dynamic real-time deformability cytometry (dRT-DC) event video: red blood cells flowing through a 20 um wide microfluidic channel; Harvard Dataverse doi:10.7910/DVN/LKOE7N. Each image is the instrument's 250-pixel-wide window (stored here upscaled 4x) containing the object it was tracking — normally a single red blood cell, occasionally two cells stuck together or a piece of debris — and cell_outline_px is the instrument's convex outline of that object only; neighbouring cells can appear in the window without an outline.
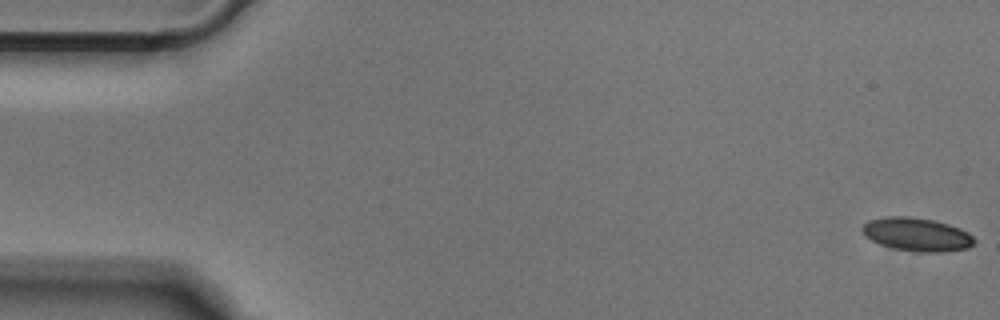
{"species": "Egyptian fruit bat (a non-hibernating species)", "species_latin": "Rousettus aegyptiacus", "temperature_condition": "cold", "stored_images_in_passage": 51, "camera_frame_rate_fps": 3000, "um_per_image_px": 0.085, "animal": {"sex": "male"}, "frame": {"image": 1, "passage_image": 1, "time_ms": 0.0, "image_size_px": [1000, 320], "cell_outline_px": [[976, 240], [968, 248], [944, 252], [920, 252], [892, 248], [880, 244], [864, 236], [860, 228], [868, 220], [884, 216], [908, 216], [932, 220], [948, 224], [960, 228], [968, 232]], "centroid_in_image_um": [77.9, 19.92], "position_along_channel_um": 7.1, "area_um2": 21.91}}
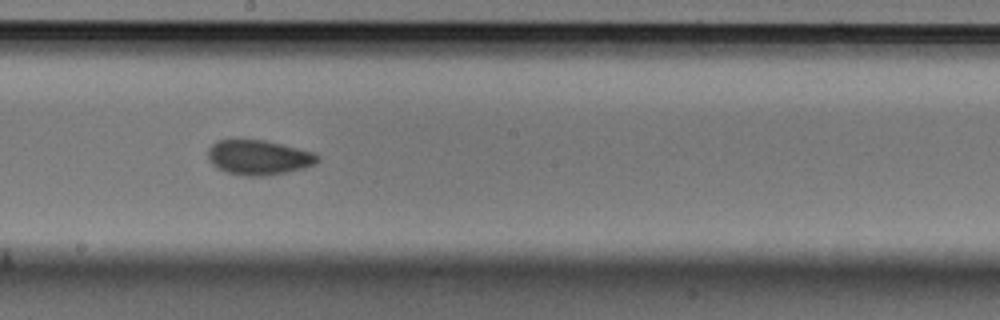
{"frame": {"image": 2, "passage_image": 28, "time_ms": 9.0, "image_size_px": [1000, 320], "cell_outline_px": [[320, 160], [316, 164], [304, 168], [288, 172], [264, 176], [244, 176], [224, 172], [216, 168], [208, 160], [208, 148], [216, 140], [264, 140], [312, 152], [320, 156]], "centroid_in_image_um": [21.96, 13.4], "position_along_channel_um": 226.2, "area_um2": 22.37}}
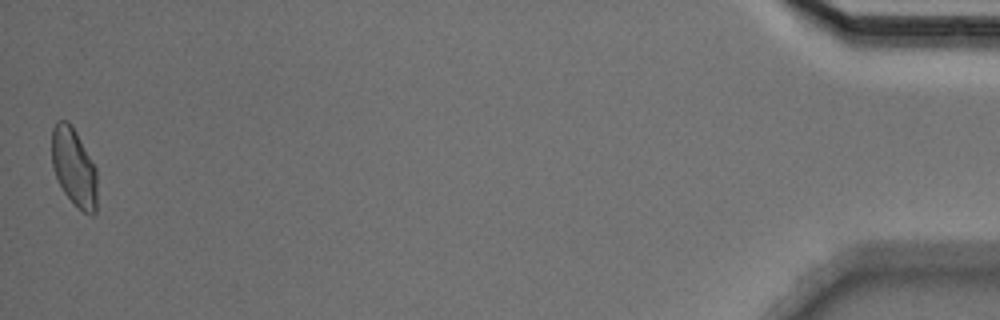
{"frame": {"image": 3, "passage_image": 51, "time_ms": 16.667, "image_size_px": [1000, 320], "cell_outline_px": [[96, 212], [92, 216], [84, 212], [64, 192], [52, 168], [52, 128], [56, 120], [68, 120], [72, 124], [96, 168]], "centroid_in_image_um": [6.28, 14.16], "position_along_channel_um": 428.9, "area_um2": 20.52}}